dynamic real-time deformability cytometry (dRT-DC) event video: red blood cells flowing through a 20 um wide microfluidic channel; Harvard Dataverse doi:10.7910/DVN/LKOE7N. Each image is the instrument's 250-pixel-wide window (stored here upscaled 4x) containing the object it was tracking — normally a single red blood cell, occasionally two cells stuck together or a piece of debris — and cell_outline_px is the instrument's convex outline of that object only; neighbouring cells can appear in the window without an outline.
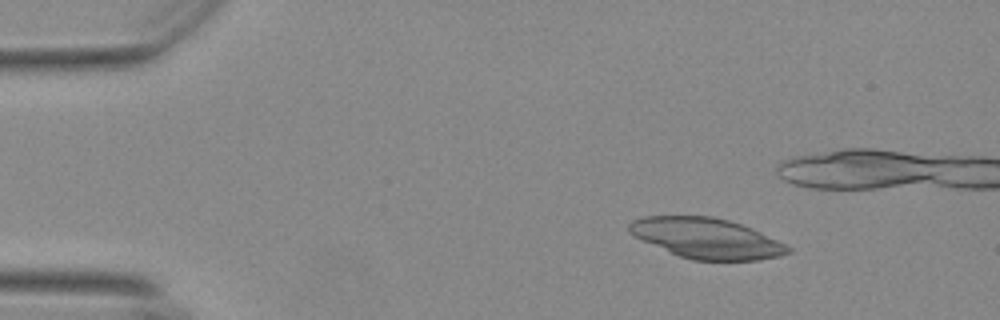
{"species": "Egyptian fruit bat (a non-hibernating species)", "species_latin": "Rousettus aegyptiacus", "temperature_condition": "warm", "stored_images_in_passage": 38, "camera_frame_rate_fps": 3000, "um_per_image_px": 0.085, "animal": {"sex": "female"}, "frame": {"image": 1, "passage_image": 1, "time_ms": 0.0, "image_size_px": [1000, 320], "cell_outline_px": [[792, 252], [780, 256], [760, 260], [692, 260], [680, 256], [644, 240], [628, 232], [628, 224], [632, 220], [644, 216], [712, 216], [728, 220], [752, 228], [792, 248]], "centroid_in_image_um": [60.08, 20.25], "position_along_channel_um": 24.9, "area_um2": 36.93}}